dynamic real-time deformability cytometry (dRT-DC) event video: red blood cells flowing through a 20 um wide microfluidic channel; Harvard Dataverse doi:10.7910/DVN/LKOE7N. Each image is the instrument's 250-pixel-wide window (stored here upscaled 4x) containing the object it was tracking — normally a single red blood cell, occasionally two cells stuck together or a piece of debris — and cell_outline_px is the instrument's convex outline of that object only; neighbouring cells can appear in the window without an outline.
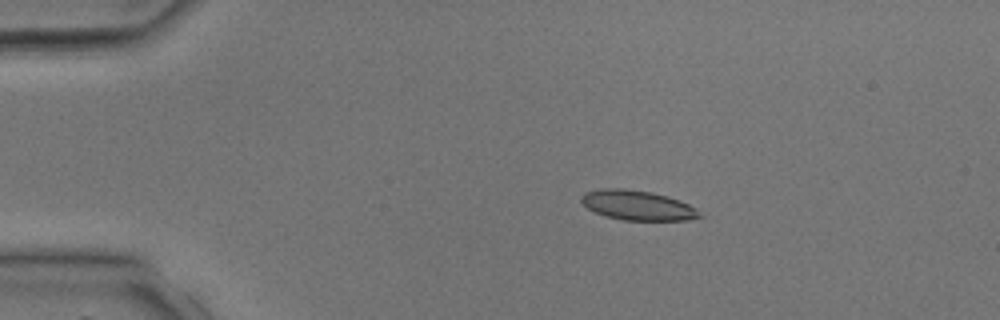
{"species": "common noctule bat (a hibernating species)", "species_latin": "Nyctalus noctula", "temperature_condition": "room temperature", "stored_images_in_passage": 33, "camera_frame_rate_fps": 3000, "um_per_image_px": 0.085, "animal": {"sex": "male", "body_mass_g": 17.9, "forearm_length_mm": 54.2}, "frame": {"image": 1, "passage_image": 1, "time_ms": 0.0, "image_size_px": [1000, 320], "cell_outline_px": [[704, 216], [688, 220], [624, 220], [604, 216], [588, 208], [580, 200], [580, 196], [584, 192], [600, 188], [624, 188], [652, 192], [668, 196], [680, 200], [696, 208]], "centroid_in_image_um": [54.19, 17.44], "position_along_channel_um": 30.8, "area_um2": 20.69}}
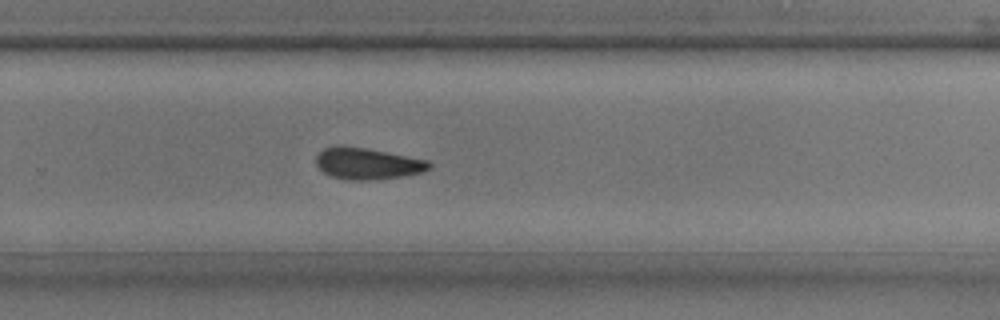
{"frame": {"image": 2, "passage_image": 20, "time_ms": 6.333, "image_size_px": [1000, 320], "cell_outline_px": [[432, 168], [424, 172], [400, 176], [368, 180], [348, 180], [332, 176], [324, 172], [316, 164], [316, 156], [324, 148], [336, 144], [344, 144], [368, 148], [428, 160], [432, 164]], "centroid_in_image_um": [31.23, 13.87], "position_along_channel_um": 298.6, "area_um2": 20.98}}
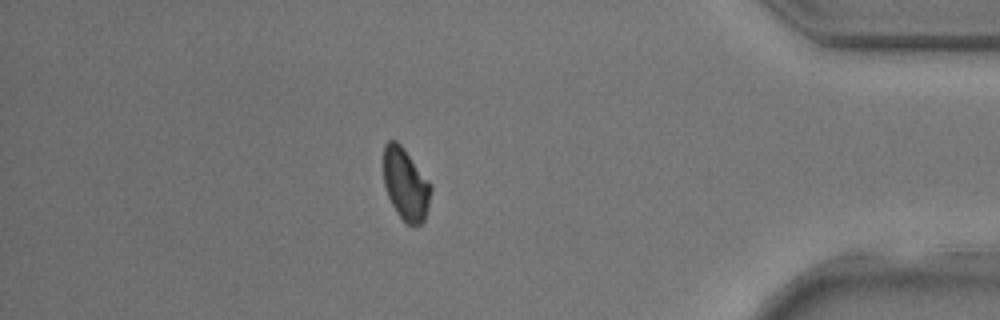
{"frame": {"image": 3, "passage_image": 28, "time_ms": 9.0, "image_size_px": [1000, 320], "cell_outline_px": [[432, 188], [428, 208], [424, 220], [420, 224], [408, 224], [396, 212], [388, 196], [384, 184], [384, 144], [388, 140], [396, 140], [404, 148], [432, 184]], "centroid_in_image_um": [34.49, 15.63], "position_along_channel_um": 400.7, "area_um2": 19.83}}